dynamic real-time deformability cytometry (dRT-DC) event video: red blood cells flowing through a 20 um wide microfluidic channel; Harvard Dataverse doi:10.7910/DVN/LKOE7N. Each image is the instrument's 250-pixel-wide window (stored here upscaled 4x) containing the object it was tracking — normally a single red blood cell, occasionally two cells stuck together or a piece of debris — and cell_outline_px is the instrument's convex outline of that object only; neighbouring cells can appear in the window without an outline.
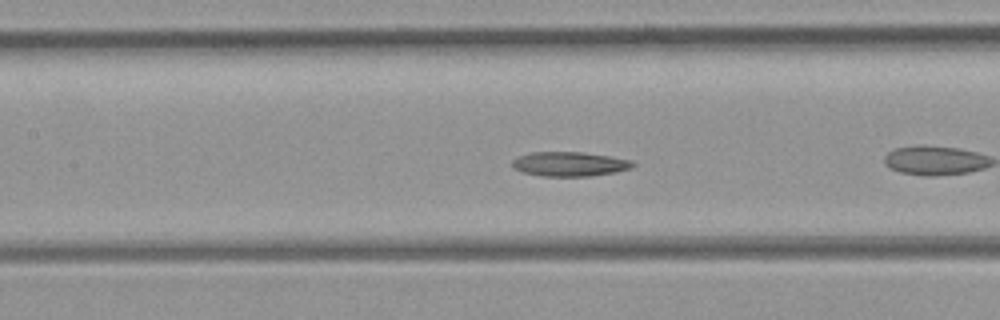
{"species": "common noctule bat (a hibernating species)", "species_latin": "Nyctalus noctula", "temperature_condition": "room temperature", "stored_images_in_passage": 24, "camera_frame_rate_fps": 3000, "um_per_image_px": 0.085, "animal": {"sex": "female", "body_mass_g": 21.9}, "frame": {"image": 1, "passage_image": 8, "time_ms": 2.333, "image_size_px": [1000, 320], "cell_outline_px": [[636, 164], [632, 168], [616, 172], [592, 176], [540, 176], [524, 172], [512, 168], [512, 160], [520, 156], [532, 152], [584, 152], [632, 160]], "centroid_in_image_um": [48.44, 13.94], "position_along_channel_um": 159.0, "area_um2": 17.22}}